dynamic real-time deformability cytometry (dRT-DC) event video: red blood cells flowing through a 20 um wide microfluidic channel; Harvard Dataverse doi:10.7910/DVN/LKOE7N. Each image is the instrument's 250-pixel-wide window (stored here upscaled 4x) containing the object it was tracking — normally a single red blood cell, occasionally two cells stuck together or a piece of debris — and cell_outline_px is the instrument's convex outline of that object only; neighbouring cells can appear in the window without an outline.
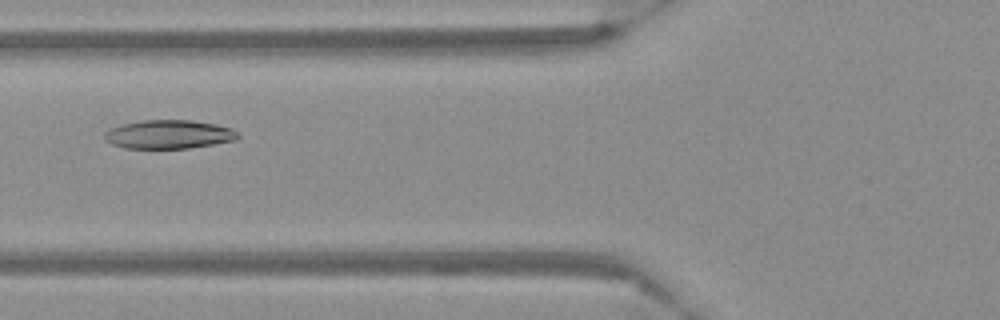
{"species": "Egyptian fruit bat (a non-hibernating species)", "species_latin": "Rousettus aegyptiacus", "temperature_condition": "warm", "stored_images_in_passage": 55, "camera_frame_rate_fps": 3000, "um_per_image_px": 0.085, "frame": {"image": 1, "passage_image": 21, "time_ms": 6.667, "image_size_px": [1000, 320], "cell_outline_px": [[240, 136], [236, 140], [188, 148], [124, 148], [112, 144], [104, 140], [104, 132], [108, 128], [124, 124], [144, 120], [192, 120], [216, 124], [232, 128]], "centroid_in_image_um": [14.33, 11.42], "position_along_channel_um": 111.5, "area_um2": 22.31}}
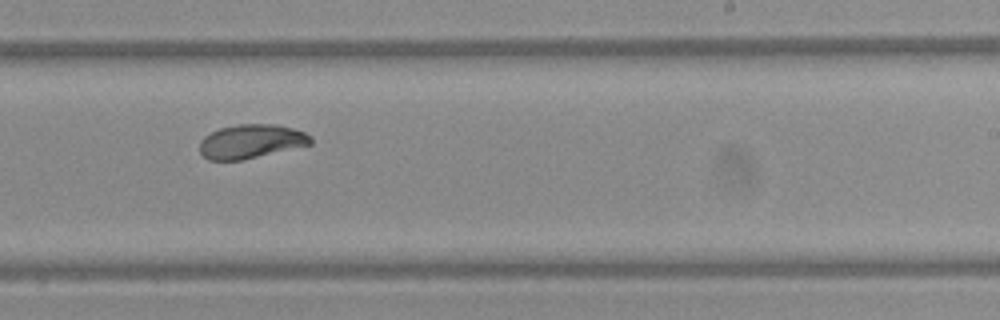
{"frame": {"image": 2, "passage_image": 34, "time_ms": 11.0, "image_size_px": [1000, 320], "cell_outline_px": [[312, 144], [244, 160], [208, 160], [200, 152], [200, 140], [204, 136], [220, 128], [236, 124], [276, 124], [292, 128], [304, 132], [312, 136]], "centroid_in_image_um": [21.35, 12.02], "position_along_channel_um": 267.7, "area_um2": 22.08}}
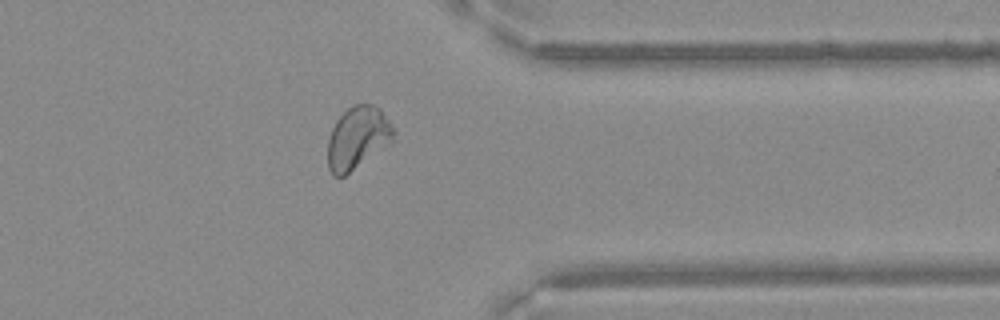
{"frame": {"image": 3, "passage_image": 44, "time_ms": 14.333, "image_size_px": [1000, 320], "cell_outline_px": [[392, 140], [344, 176], [332, 176], [328, 168], [328, 140], [332, 128], [336, 120], [348, 108], [356, 104], [372, 104], [380, 108], [388, 120], [392, 128]], "centroid_in_image_um": [30.34, 11.7], "position_along_channel_um": 381.1, "area_um2": 23.24}}